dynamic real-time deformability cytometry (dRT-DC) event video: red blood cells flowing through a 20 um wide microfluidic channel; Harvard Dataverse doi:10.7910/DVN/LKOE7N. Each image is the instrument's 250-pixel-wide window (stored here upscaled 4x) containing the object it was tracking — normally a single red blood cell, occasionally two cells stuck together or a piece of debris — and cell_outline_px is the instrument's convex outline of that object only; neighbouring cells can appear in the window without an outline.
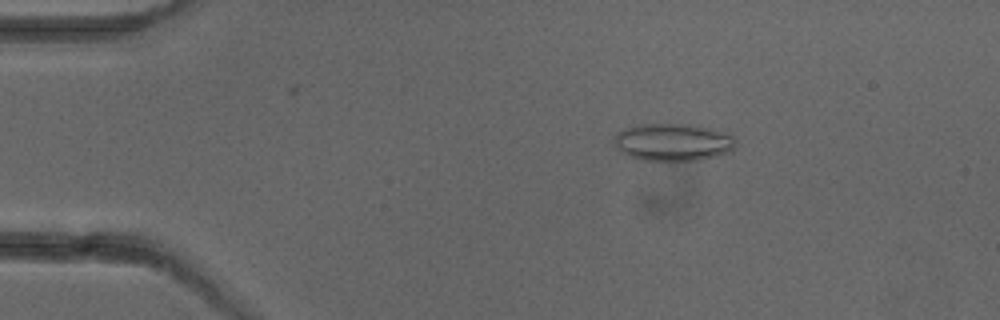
{"species": "common noctule bat (a hibernating species)", "species_latin": "Nyctalus noctula", "temperature_condition": "cold", "stored_images_in_passage": 4, "camera_frame_rate_fps": 3000, "um_per_image_px": 0.085, "animal": {"sex": "female"}, "frame": {"image": 1, "passage_image": 1, "time_ms": 0.0, "image_size_px": [1000, 320], "cell_outline_px": [[736, 144], [728, 152], [716, 156], [700, 160], [644, 160], [620, 152], [616, 148], [616, 132], [624, 128], [640, 124], [696, 124], [732, 136], [736, 140]], "centroid_in_image_um": [57.19, 12.07], "position_along_channel_um": 27.8, "area_um2": 26.24}}